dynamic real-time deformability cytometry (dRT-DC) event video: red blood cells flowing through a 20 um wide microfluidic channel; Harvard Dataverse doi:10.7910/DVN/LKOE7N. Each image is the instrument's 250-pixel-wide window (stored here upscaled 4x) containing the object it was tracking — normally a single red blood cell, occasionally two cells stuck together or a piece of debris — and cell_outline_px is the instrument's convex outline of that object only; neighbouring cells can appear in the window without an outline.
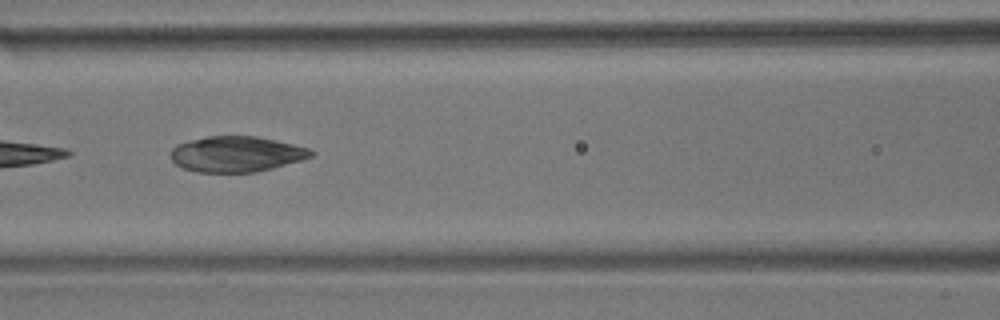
{"species": "common noctule bat (a hibernating species)", "species_latin": "Nyctalus noctula", "temperature_condition": "room temperature", "stored_images_in_passage": 7, "camera_frame_rate_fps": 3000, "um_per_image_px": 0.085, "animal": {"sex": "male", "body_mass_g": 17.9}, "frame": {"image": 1, "passage_image": 7, "time_ms": 7.333, "image_size_px": [1000, 320], "cell_outline_px": [[316, 152], [312, 156], [300, 160], [272, 168], [256, 172], [196, 172], [184, 168], [176, 164], [172, 160], [168, 152], [176, 144], [188, 140], [208, 136], [256, 136], [276, 140], [308, 148]], "centroid_in_image_um": [20.05, 13.09], "position_along_channel_um": 146.6, "area_um2": 29.19}}